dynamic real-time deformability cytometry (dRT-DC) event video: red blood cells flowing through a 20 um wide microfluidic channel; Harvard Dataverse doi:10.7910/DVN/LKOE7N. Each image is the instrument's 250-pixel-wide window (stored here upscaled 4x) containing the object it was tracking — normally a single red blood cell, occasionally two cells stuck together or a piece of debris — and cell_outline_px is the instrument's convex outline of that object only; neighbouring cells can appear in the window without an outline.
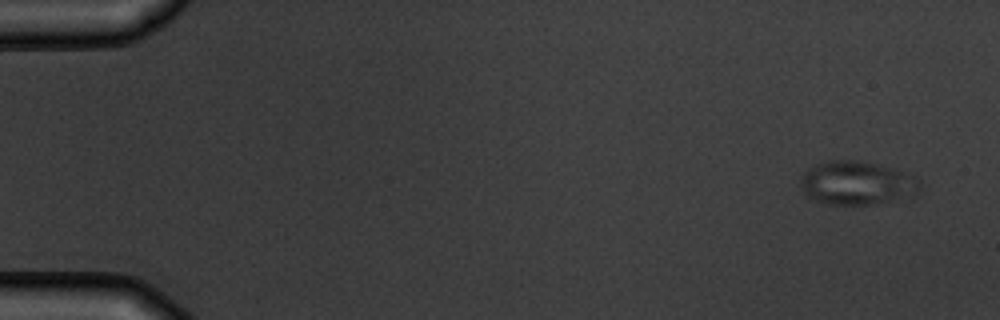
{"species": "common noctule bat (a hibernating species)", "species_latin": "Nyctalus noctula", "temperature_condition": "warm", "stored_images_in_passage": 5, "camera_frame_rate_fps": 3000, "um_per_image_px": 0.085, "animal": {"sex": "male", "body_mass_g": 19.5, "forearm_length_mm": 54.6}, "frame": {"image": 1, "passage_image": 1, "time_ms": 0.0, "image_size_px": [1000, 320], "cell_outline_px": [[920, 184], [916, 192], [888, 200], [868, 204], [828, 204], [804, 196], [800, 188], [800, 180], [804, 172], [808, 168], [816, 164], [828, 160], [856, 160], [876, 164], [912, 176], [920, 180]], "centroid_in_image_um": [72.69, 15.54], "position_along_channel_um": 12.3, "area_um2": 29.54}}